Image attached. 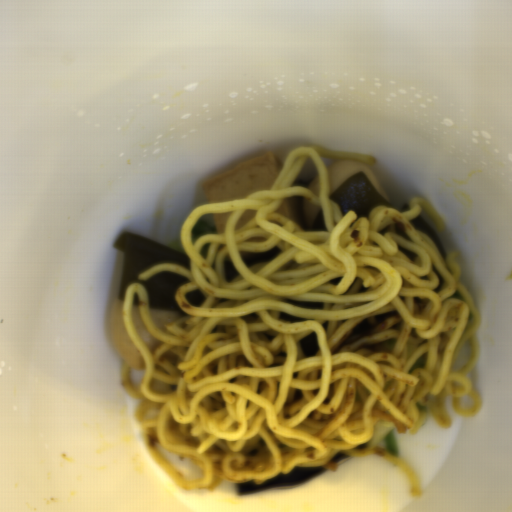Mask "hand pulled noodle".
Returning a JSON list of instances; mask_svg holds the SVG:
<instances>
[{"label": "hand pulled noodle", "instance_id": "1", "mask_svg": "<svg viewBox=\"0 0 512 512\" xmlns=\"http://www.w3.org/2000/svg\"><path fill=\"white\" fill-rule=\"evenodd\" d=\"M337 159L370 167L375 161L316 143L295 147L268 190L193 208L179 230L189 270L161 261L137 273L141 282L161 272L189 280L174 293L185 315L175 311L164 330L150 315L147 287L131 281L124 288L121 317L144 367L123 361L120 384L137 400L142 446L183 491L205 494L228 482L262 485L295 467L335 473L340 460L331 458L340 454L394 465L406 475L407 497L416 499L422 484L401 453L389 452L385 441L367 447L376 424L392 423L395 435H405L421 404L447 430L453 422L446 397L458 416L477 417L483 408L469 376L479 361L482 313L461 281L459 254L445 251L444 260L434 240L411 222L423 211L442 235L440 211L415 197L408 211L380 204L368 217L352 209L344 215L330 199L327 167ZM311 177L307 189L292 186ZM296 195L304 199L306 225L313 227L323 209L327 231L298 225ZM288 199L292 220L274 211ZM251 208L258 214L237 230L240 214ZM224 212L232 213L224 233H216L212 216ZM398 245L418 256L414 263ZM276 246L281 252L273 260L248 268L241 257ZM229 260L239 274L231 282L223 268ZM433 265L444 278L437 292ZM341 276L338 284L328 283ZM361 286L369 290L357 292ZM198 289L206 300L196 306L184 296ZM136 306L162 342L151 352L133 326ZM280 311L312 320H281ZM365 318L373 327L351 335ZM313 331L319 349L307 357L299 341Z\"/></svg>", "mask_w": 512, "mask_h": 512}]
</instances>
